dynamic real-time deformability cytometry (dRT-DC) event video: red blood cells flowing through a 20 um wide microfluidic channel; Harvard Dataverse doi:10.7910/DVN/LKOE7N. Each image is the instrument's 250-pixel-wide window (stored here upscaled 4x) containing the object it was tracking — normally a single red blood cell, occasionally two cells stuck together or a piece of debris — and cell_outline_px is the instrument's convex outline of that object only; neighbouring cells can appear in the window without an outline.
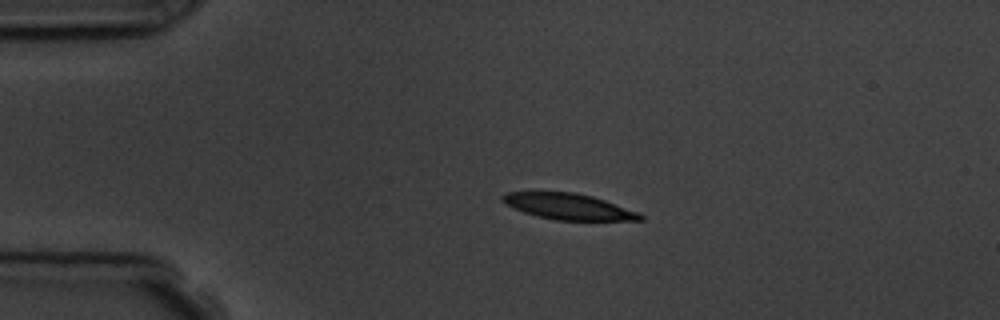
{"species": "common noctule bat (a hibernating species)", "species_latin": "Nyctalus noctula", "temperature_condition": "room temperature", "stored_images_in_passage": 5, "camera_frame_rate_fps": 3000, "um_per_image_px": 0.085, "animal": {"sex": "male", "body_mass_g": 19.5, "forearm_length_mm": 54.6}, "frame": {"image": 1, "passage_image": 3, "time_ms": 2.333, "image_size_px": [1000, 320], "cell_outline_px": [[644, 220], [556, 220], [536, 216], [524, 212], [500, 200], [500, 196], [508, 192], [576, 192], [592, 196], [640, 212], [644, 216]], "centroid_in_image_um": [48.35, 17.55], "position_along_channel_um": 36.6, "area_um2": 20.75}}
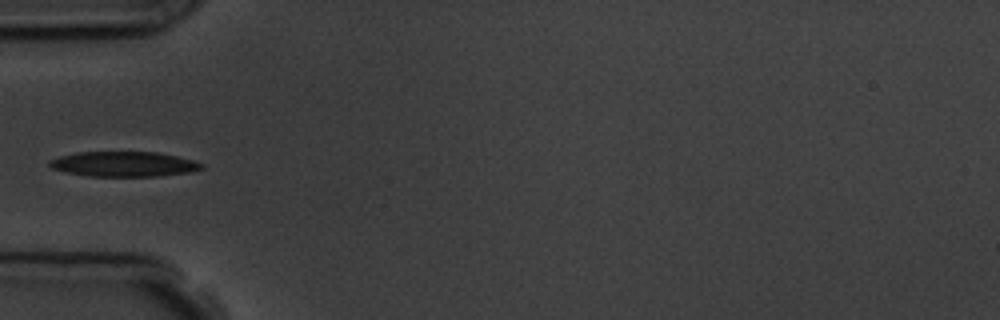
{"frame": {"image": 2, "passage_image": 5, "time_ms": 4.333, "image_size_px": [1000, 320], "cell_outline_px": [[204, 168], [192, 172], [160, 176], [88, 176], [64, 172], [52, 168], [48, 164], [48, 160], [60, 156], [76, 152], [156, 152], [176, 156], [192, 160], [204, 164]], "centroid_in_image_um": [10.51, 13.95], "position_along_channel_um": 74.5, "area_um2": 22.31}}